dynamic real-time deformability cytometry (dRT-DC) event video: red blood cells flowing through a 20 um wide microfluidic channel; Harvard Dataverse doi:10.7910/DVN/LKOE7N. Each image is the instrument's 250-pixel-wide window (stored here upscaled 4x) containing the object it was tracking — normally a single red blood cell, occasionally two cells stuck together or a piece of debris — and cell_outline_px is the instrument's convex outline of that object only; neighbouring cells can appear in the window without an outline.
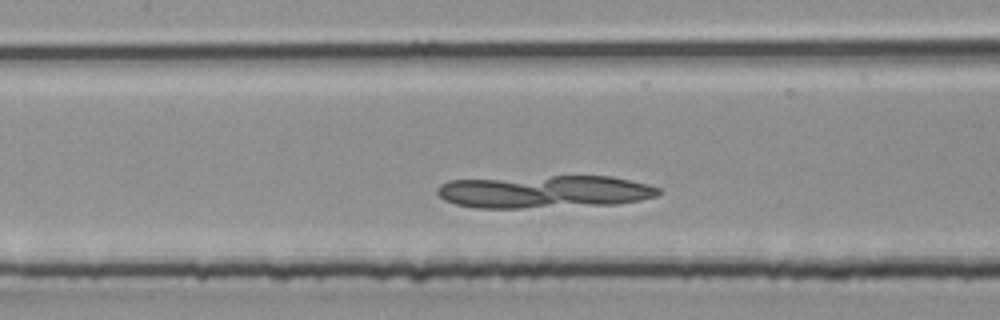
{"species": "common noctule bat (a hibernating species)", "species_latin": "Nyctalus noctula", "temperature_condition": "room temperature", "stored_images_in_passage": 10, "camera_frame_rate_fps": 3000, "um_per_image_px": 0.085, "animal": {"sex": "male", "body_mass_g": 20.4}, "frame": {"image": 1, "passage_image": 9, "time_ms": 2.667, "image_size_px": [1000, 320], "cell_outline_px": [[660, 192], [656, 196], [640, 200], [620, 204], [520, 208], [476, 208], [456, 204], [444, 200], [436, 192], [436, 188], [440, 184], [448, 180], [552, 176], [612, 176], [648, 184], [660, 188]], "centroid_in_image_um": [46.27, 16.29], "position_along_channel_um": 161.1, "area_um2": 42.37}}